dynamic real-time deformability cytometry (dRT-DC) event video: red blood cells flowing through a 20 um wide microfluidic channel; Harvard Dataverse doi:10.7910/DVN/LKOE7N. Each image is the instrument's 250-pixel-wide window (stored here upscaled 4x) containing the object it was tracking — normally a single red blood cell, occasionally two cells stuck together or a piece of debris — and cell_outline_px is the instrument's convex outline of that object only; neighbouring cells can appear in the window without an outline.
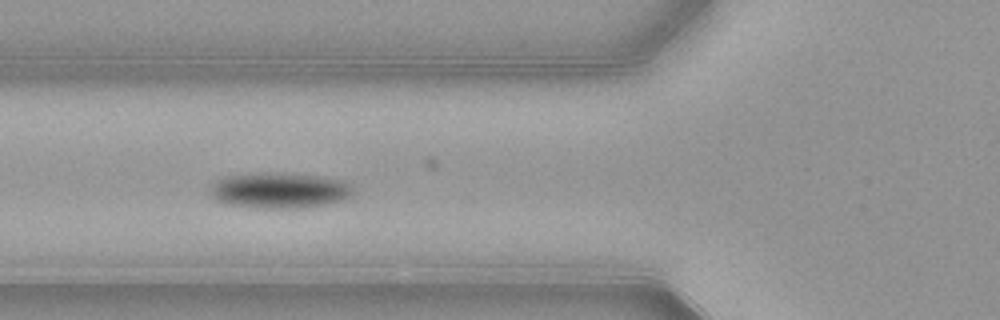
{"species": "common noctule bat (a hibernating species)", "species_latin": "Nyctalus noctula", "temperature_condition": "warm", "stored_images_in_passage": 40, "segment_of_instrument_passage": [1, 2], "camera_frame_rate_fps": 3000, "um_per_image_px": 0.085, "animal": {"sex": "female", "body_mass_g": 21.9}, "frame": {"image": 1, "passage_image": 5, "time_ms": 1.333, "image_size_px": [1000, 320], "cell_outline_px": [[352, 196], [344, 200], [328, 204], [304, 208], [260, 208], [224, 204], [216, 200], [208, 192], [208, 188], [216, 180], [228, 176], [260, 172], [280, 172], [316, 176], [340, 180], [348, 184], [352, 188]], "centroid_in_image_um": [23.7, 16.19], "position_along_channel_um": 102.1, "area_um2": 30.06}}
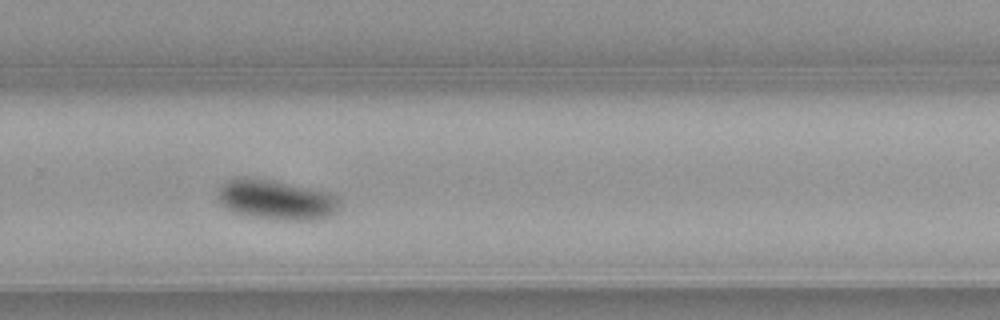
{"frame": {"image": 2, "passage_image": 21, "time_ms": 6.667, "image_size_px": [1000, 320], "cell_outline_px": [[340, 208], [332, 216], [312, 220], [276, 220], [252, 216], [232, 212], [220, 204], [216, 196], [216, 192], [220, 184], [236, 176], [256, 176], [328, 192], [340, 200]], "centroid_in_image_um": [23.42, 16.96], "position_along_channel_um": 306.4, "area_um2": 29.13}}
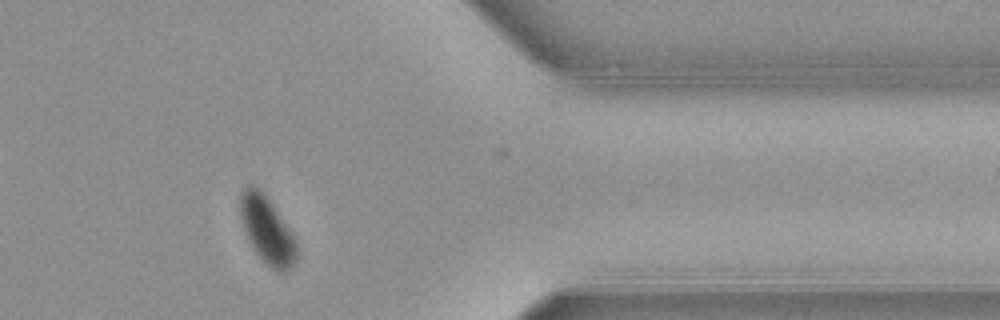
{"frame": {"image": 3, "passage_image": 29, "time_ms": 9.333, "image_size_px": [1000, 320], "cell_outline_px": [[296, 260], [284, 272], [280, 272], [272, 268], [252, 248], [248, 240], [240, 216], [240, 192], [248, 184], [256, 184], [268, 196], [296, 240]], "centroid_in_image_um": [22.67, 19.47], "position_along_channel_um": 388.7, "area_um2": 21.96}}